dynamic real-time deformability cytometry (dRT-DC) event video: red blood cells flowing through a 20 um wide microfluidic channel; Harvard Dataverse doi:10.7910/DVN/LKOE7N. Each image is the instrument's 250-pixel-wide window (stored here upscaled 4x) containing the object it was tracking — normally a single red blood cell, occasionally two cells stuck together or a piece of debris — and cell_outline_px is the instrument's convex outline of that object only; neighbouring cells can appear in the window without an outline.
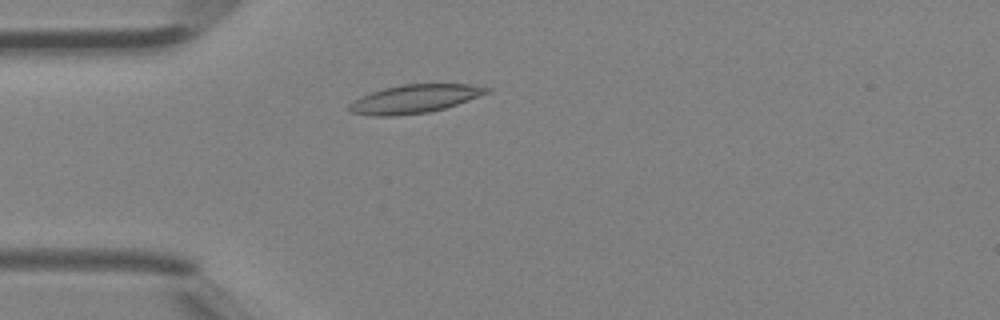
{"species": "Egyptian fruit bat (a non-hibernating species)", "species_latin": "Rousettus aegyptiacus", "temperature_condition": "room temperature", "stored_images_in_passage": 27, "camera_frame_rate_fps": 3000, "um_per_image_px": 0.085, "animal": {"sex": "female"}, "frame": {"image": 1, "passage_image": 2, "time_ms": 0.333, "image_size_px": [1000, 320], "cell_outline_px": [[492, 92], [444, 108], [428, 112], [392, 116], [372, 116], [352, 112], [348, 108], [360, 96], [384, 88], [404, 84], [468, 84], [492, 88]], "centroid_in_image_um": [35.29, 8.39], "position_along_channel_um": 49.7, "area_um2": 22.48}}
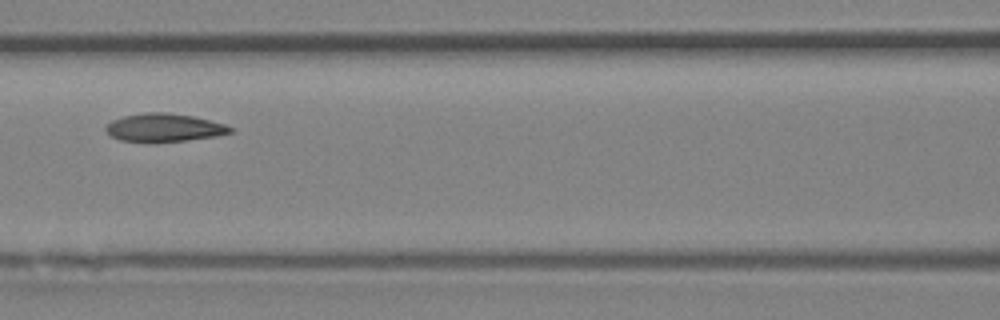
{"frame": {"image": 2, "passage_image": 9, "time_ms": 2.667, "image_size_px": [1000, 320], "cell_outline_px": [[236, 128], [232, 132], [216, 136], [188, 140], [120, 140], [112, 136], [104, 128], [112, 120], [124, 116], [148, 112], [168, 112], [192, 116], [224, 124]], "centroid_in_image_um": [14.0, 10.82], "position_along_channel_um": 152.6, "area_um2": 19.77}}
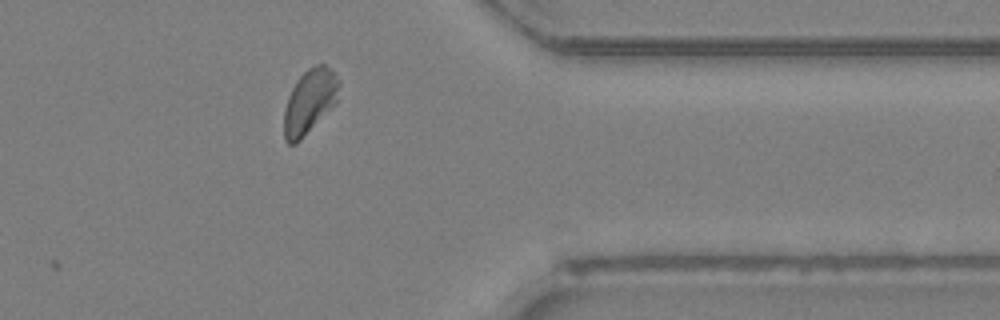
{"frame": {"image": 3, "passage_image": 24, "time_ms": 7.667, "image_size_px": [1000, 320], "cell_outline_px": [[340, 84], [336, 104], [296, 144], [288, 144], [284, 140], [284, 112], [288, 96], [296, 80], [308, 68], [316, 64], [324, 64], [332, 68], [340, 80]], "centroid_in_image_um": [26.33, 8.6], "position_along_channel_um": 385.1, "area_um2": 20.87}}